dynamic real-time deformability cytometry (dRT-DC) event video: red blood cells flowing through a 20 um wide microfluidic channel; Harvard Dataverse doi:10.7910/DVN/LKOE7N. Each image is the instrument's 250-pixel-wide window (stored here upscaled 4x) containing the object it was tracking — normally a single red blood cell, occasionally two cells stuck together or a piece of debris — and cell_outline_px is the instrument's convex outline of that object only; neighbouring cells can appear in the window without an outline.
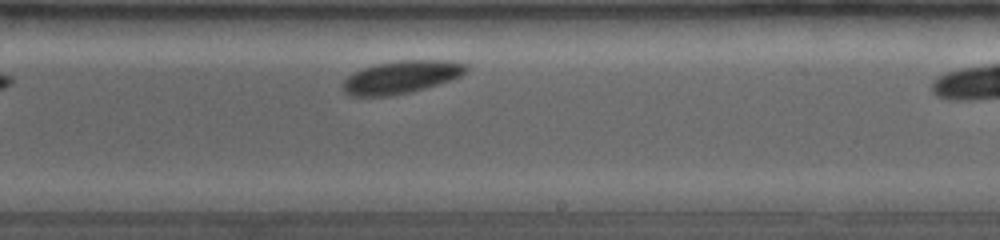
{"species": "common noctule bat (a hibernating species)", "species_latin": "Nyctalus noctula", "temperature_condition": "room temperature", "stored_images_in_passage": 13, "camera_frame_rate_fps": 4000, "um_per_image_px": 0.085, "animal": {"sex": "female", "body_mass_g": 19.0, "forearm_length_mm": 53.3}, "frame": {"image": 1, "passage_image": 13, "time_ms": 5.5, "image_size_px": [1000, 240], "cell_outline_px": [[468, 68], [460, 76], [452, 80], [440, 84], [412, 92], [388, 96], [352, 96], [344, 92], [344, 80], [348, 76], [364, 68], [376, 64], [400, 60], [452, 60], [468, 64]], "centroid_in_image_um": [34.17, 6.55], "position_along_channel_um": 254.8, "area_um2": 23.52}}